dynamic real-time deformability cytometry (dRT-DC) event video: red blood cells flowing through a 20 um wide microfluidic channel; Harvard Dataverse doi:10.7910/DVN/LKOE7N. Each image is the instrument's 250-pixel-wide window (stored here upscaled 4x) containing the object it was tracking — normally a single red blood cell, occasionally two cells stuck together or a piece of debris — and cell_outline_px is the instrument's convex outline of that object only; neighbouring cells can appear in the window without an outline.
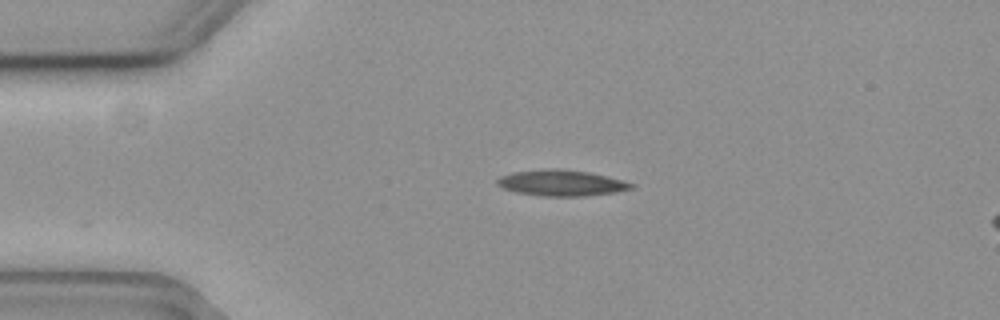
{"species": "common noctule bat (a hibernating species)", "species_latin": "Nyctalus noctula", "temperature_condition": "cold", "stored_images_in_passage": 45, "camera_frame_rate_fps": 3000, "um_per_image_px": 0.085, "animal": {"sex": "female", "body_mass_g": 19.3, "forearm_length_mm": 54.1}, "frame": {"image": 1, "passage_image": 1, "time_ms": 0.0, "image_size_px": [1000, 320], "cell_outline_px": [[636, 188], [616, 192], [584, 196], [544, 196], [516, 192], [504, 188], [496, 184], [496, 180], [500, 176], [516, 172], [588, 172], [636, 184]], "centroid_in_image_um": [47.78, 15.62], "position_along_channel_um": 37.2, "area_um2": 18.96}}
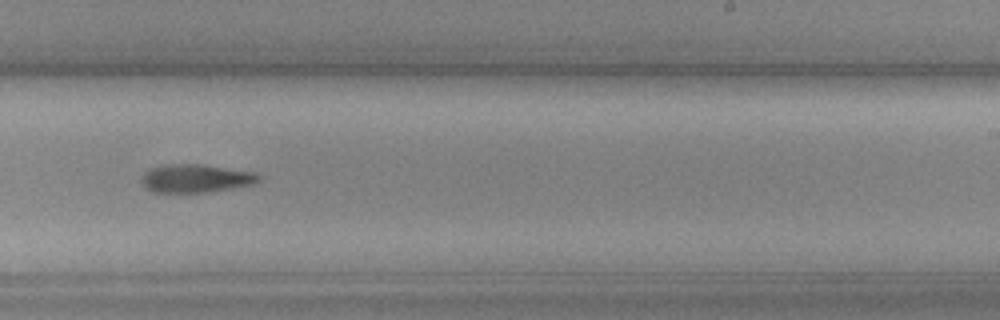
{"frame": {"image": 2, "passage_image": 23, "time_ms": 7.333, "image_size_px": [1000, 320], "cell_outline_px": [[260, 180], [252, 184], [208, 192], [152, 192], [140, 180], [144, 172], [152, 168], [168, 164], [200, 164], [256, 172], [260, 176]], "centroid_in_image_um": [16.64, 15.15], "position_along_channel_um": 272.4, "area_um2": 19.07}}
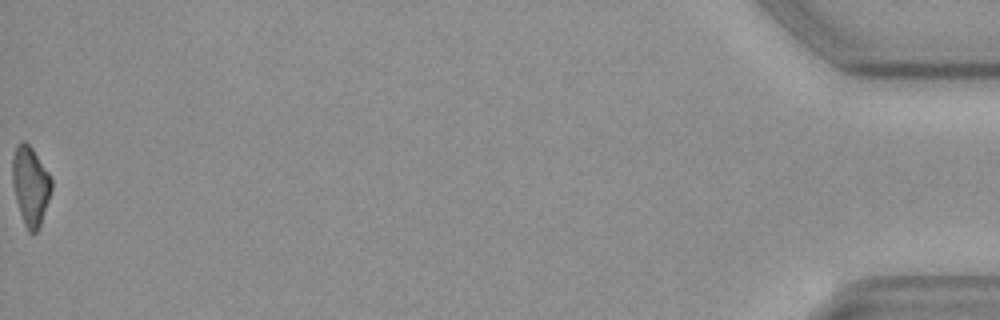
{"frame": {"image": 3, "passage_image": 45, "time_ms": 14.667, "image_size_px": [1000, 320], "cell_outline_px": [[52, 188], [40, 224], [36, 232], [32, 236], [28, 232], [24, 224], [16, 200], [12, 184], [12, 156], [16, 144], [20, 140], [24, 140], [32, 148], [48, 172], [52, 180]], "centroid_in_image_um": [2.56, 15.76], "position_along_channel_um": 432.6, "area_um2": 17.98}, "authors_computed_cell_mechanics": {"area_um2": 19.4786, "velocity_mm_per_s": 3.6803, "shape_relaxation_time_tau1_ms": 8.5228, "shape_relaxation_time_tau2_ms": null, "deformation_change_tau1": 0.229, "deformation_change_tau2": null}}